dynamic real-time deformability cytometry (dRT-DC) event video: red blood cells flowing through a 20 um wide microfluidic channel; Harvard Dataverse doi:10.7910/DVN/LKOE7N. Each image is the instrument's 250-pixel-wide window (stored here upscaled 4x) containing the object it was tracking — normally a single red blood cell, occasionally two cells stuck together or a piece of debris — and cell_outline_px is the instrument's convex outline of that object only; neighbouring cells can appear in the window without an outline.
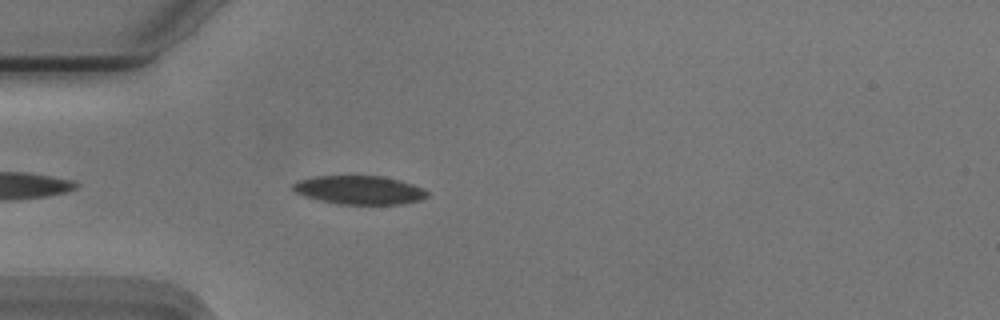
{"species": "Egyptian fruit bat (a non-hibernating species)", "species_latin": "Rousettus aegyptiacus", "temperature_condition": "cold", "stored_images_in_passage": 30, "camera_frame_rate_fps": 3000, "um_per_image_px": 0.085, "animal": {"sex": "male"}, "frame": {"image": 1, "passage_image": 4, "time_ms": 1.0, "image_size_px": [1000, 320], "cell_outline_px": [[428, 196], [420, 200], [404, 204], [336, 204], [304, 196], [296, 192], [292, 188], [292, 184], [296, 180], [316, 176], [384, 176], [400, 180], [412, 184], [428, 192]], "centroid_in_image_um": [30.52, 16.15], "position_along_channel_um": 54.5, "area_um2": 22.43}}
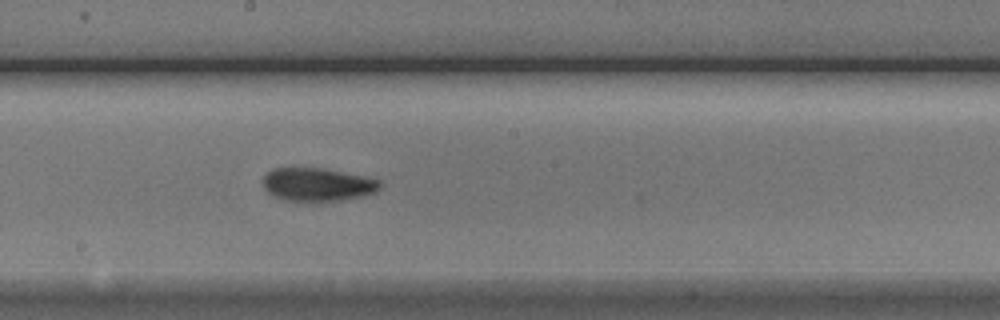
{"frame": {"image": 2, "passage_image": 18, "time_ms": 5.667, "image_size_px": [1000, 320], "cell_outline_px": [[384, 184], [376, 192], [364, 196], [316, 204], [284, 200], [268, 192], [264, 188], [264, 176], [272, 168], [320, 168], [364, 176], [380, 180]], "centroid_in_image_um": [27.02, 15.72], "position_along_channel_um": 221.2, "area_um2": 23.18}}
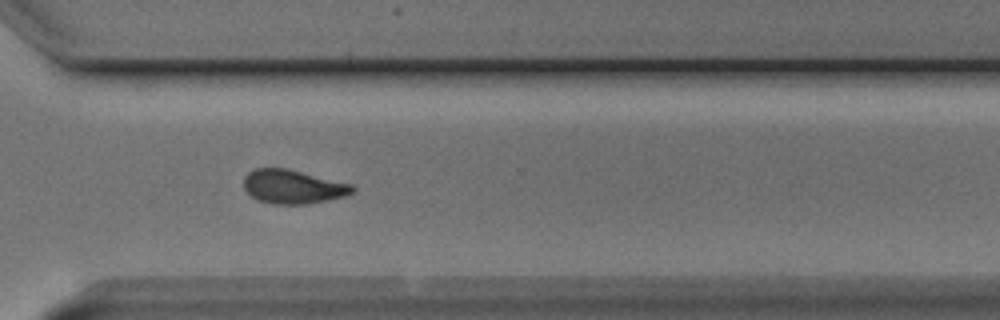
{"frame": {"image": 3, "passage_image": 28, "time_ms": 9.0, "image_size_px": [1000, 320], "cell_outline_px": [[356, 188], [348, 196], [308, 204], [272, 204], [256, 200], [244, 188], [244, 176], [248, 172], [256, 168], [288, 168], [352, 184]], "centroid_in_image_um": [24.91, 15.87], "position_along_channel_um": 345.7, "area_um2": 21.68}, "authors_computed_cell_mechanics": {"area_um2": 22.3975, "velocity_mm_per_s": 3.7351, "shape_relaxation_time_tau1_ms": 4.2292, "shape_relaxation_time_tau2_ms": 3.8978, "deformation_change_tau1": 0.1174, "deformation_change_tau2": 0.085}}